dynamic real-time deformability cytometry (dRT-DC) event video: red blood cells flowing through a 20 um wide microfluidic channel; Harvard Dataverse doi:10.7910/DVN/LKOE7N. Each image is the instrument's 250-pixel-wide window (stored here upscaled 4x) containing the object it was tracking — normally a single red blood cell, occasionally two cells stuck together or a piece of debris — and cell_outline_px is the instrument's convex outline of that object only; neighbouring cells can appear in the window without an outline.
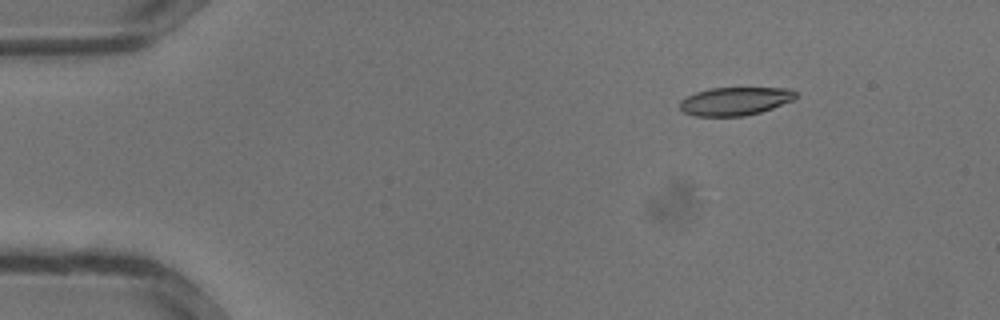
{"species": "common noctule bat (a hibernating species)", "species_latin": "Nyctalus noctula", "temperature_condition": "warm", "stored_images_in_passage": 30, "camera_frame_rate_fps": 3000, "um_per_image_px": 0.085, "animal": {"sex": "male", "body_mass_g": 13.3}, "frame": {"image": 1, "passage_image": 1, "time_ms": 0.0, "image_size_px": [1000, 320], "cell_outline_px": [[796, 96], [792, 100], [772, 108], [760, 112], [744, 116], [696, 116], [684, 112], [680, 108], [680, 100], [696, 92], [708, 88], [792, 88], [796, 92]], "centroid_in_image_um": [62.47, 8.59], "position_along_channel_um": 22.5, "area_um2": 18.96}}
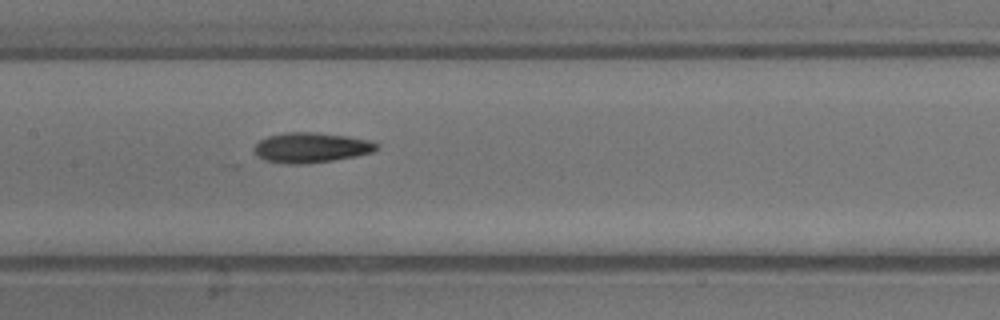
{"frame": {"image": 2, "passage_image": 13, "time_ms": 4.0, "image_size_px": [1000, 320], "cell_outline_px": [[380, 148], [372, 152], [356, 156], [308, 164], [284, 164], [264, 160], [256, 156], [252, 152], [252, 148], [260, 140], [268, 136], [284, 132], [316, 132], [372, 140], [380, 144]], "centroid_in_image_um": [26.42, 12.55], "position_along_channel_um": 181.0, "area_um2": 21.85}}
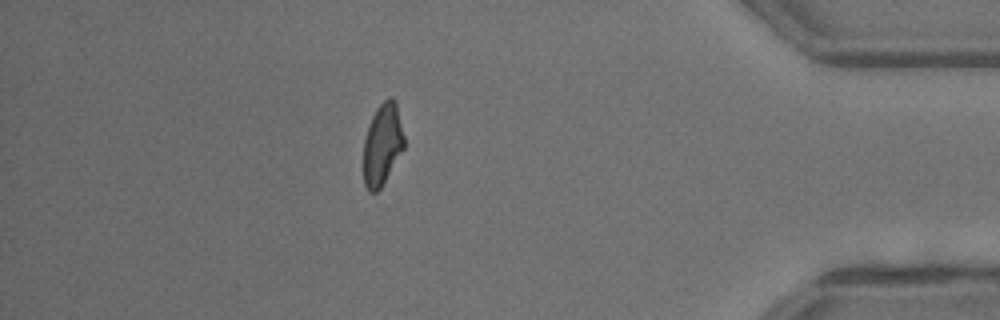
{"frame": {"image": 3, "passage_image": 26, "time_ms": 8.333, "image_size_px": [1000, 320], "cell_outline_px": [[404, 148], [380, 188], [376, 192], [368, 192], [364, 184], [364, 140], [368, 124], [376, 108], [388, 96], [392, 96], [396, 100], [404, 136]], "centroid_in_image_um": [32.5, 12.23], "position_along_channel_um": 402.7, "area_um2": 19.36}}